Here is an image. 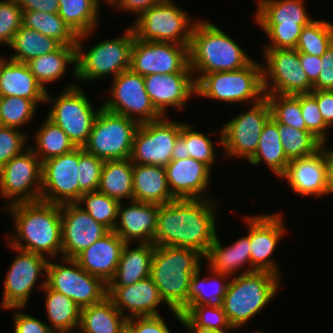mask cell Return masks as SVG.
<instances>
[{
	"label": "cell",
	"mask_w": 333,
	"mask_h": 333,
	"mask_svg": "<svg viewBox=\"0 0 333 333\" xmlns=\"http://www.w3.org/2000/svg\"><path fill=\"white\" fill-rule=\"evenodd\" d=\"M27 136L26 133L16 128L0 127V167L26 150L24 148H26Z\"/></svg>",
	"instance_id": "db71d44e"
},
{
	"label": "cell",
	"mask_w": 333,
	"mask_h": 333,
	"mask_svg": "<svg viewBox=\"0 0 333 333\" xmlns=\"http://www.w3.org/2000/svg\"><path fill=\"white\" fill-rule=\"evenodd\" d=\"M254 333H265V332H262V331H256V332H254Z\"/></svg>",
	"instance_id": "2644e50d"
},
{
	"label": "cell",
	"mask_w": 333,
	"mask_h": 333,
	"mask_svg": "<svg viewBox=\"0 0 333 333\" xmlns=\"http://www.w3.org/2000/svg\"><path fill=\"white\" fill-rule=\"evenodd\" d=\"M126 329L129 333H171L160 315L127 319Z\"/></svg>",
	"instance_id": "9f6ffc18"
},
{
	"label": "cell",
	"mask_w": 333,
	"mask_h": 333,
	"mask_svg": "<svg viewBox=\"0 0 333 333\" xmlns=\"http://www.w3.org/2000/svg\"><path fill=\"white\" fill-rule=\"evenodd\" d=\"M23 11H41L46 13H58V0H18Z\"/></svg>",
	"instance_id": "94428289"
},
{
	"label": "cell",
	"mask_w": 333,
	"mask_h": 333,
	"mask_svg": "<svg viewBox=\"0 0 333 333\" xmlns=\"http://www.w3.org/2000/svg\"><path fill=\"white\" fill-rule=\"evenodd\" d=\"M279 279L269 271H253L231 277L222 308L234 330L243 327L270 303L279 291Z\"/></svg>",
	"instance_id": "5b68a950"
},
{
	"label": "cell",
	"mask_w": 333,
	"mask_h": 333,
	"mask_svg": "<svg viewBox=\"0 0 333 333\" xmlns=\"http://www.w3.org/2000/svg\"><path fill=\"white\" fill-rule=\"evenodd\" d=\"M219 140L214 143L209 136V133L198 132L193 129L192 124L184 123V150L185 159L193 158L207 165L210 169L216 162L215 146L222 145V133L220 130ZM216 144V145H215Z\"/></svg>",
	"instance_id": "f6af8a7d"
},
{
	"label": "cell",
	"mask_w": 333,
	"mask_h": 333,
	"mask_svg": "<svg viewBox=\"0 0 333 333\" xmlns=\"http://www.w3.org/2000/svg\"><path fill=\"white\" fill-rule=\"evenodd\" d=\"M312 90H333V44L321 56V69Z\"/></svg>",
	"instance_id": "6f0895ef"
},
{
	"label": "cell",
	"mask_w": 333,
	"mask_h": 333,
	"mask_svg": "<svg viewBox=\"0 0 333 333\" xmlns=\"http://www.w3.org/2000/svg\"><path fill=\"white\" fill-rule=\"evenodd\" d=\"M58 5V15L81 40L97 29L99 8L95 0H58Z\"/></svg>",
	"instance_id": "f35d334b"
},
{
	"label": "cell",
	"mask_w": 333,
	"mask_h": 333,
	"mask_svg": "<svg viewBox=\"0 0 333 333\" xmlns=\"http://www.w3.org/2000/svg\"><path fill=\"white\" fill-rule=\"evenodd\" d=\"M252 60L221 28L205 20L195 22L189 45V66L196 83L205 74L238 70Z\"/></svg>",
	"instance_id": "3957f363"
},
{
	"label": "cell",
	"mask_w": 333,
	"mask_h": 333,
	"mask_svg": "<svg viewBox=\"0 0 333 333\" xmlns=\"http://www.w3.org/2000/svg\"><path fill=\"white\" fill-rule=\"evenodd\" d=\"M161 1L162 0H120L116 8L118 11L122 10L124 12H133V14H137L136 17H138L141 13L160 3Z\"/></svg>",
	"instance_id": "6125c7cd"
},
{
	"label": "cell",
	"mask_w": 333,
	"mask_h": 333,
	"mask_svg": "<svg viewBox=\"0 0 333 333\" xmlns=\"http://www.w3.org/2000/svg\"><path fill=\"white\" fill-rule=\"evenodd\" d=\"M173 0H162L135 18L131 26L134 36L143 41L190 45L196 22Z\"/></svg>",
	"instance_id": "30bf717a"
},
{
	"label": "cell",
	"mask_w": 333,
	"mask_h": 333,
	"mask_svg": "<svg viewBox=\"0 0 333 333\" xmlns=\"http://www.w3.org/2000/svg\"><path fill=\"white\" fill-rule=\"evenodd\" d=\"M130 69L140 75L192 72L189 66V45L143 41L134 36Z\"/></svg>",
	"instance_id": "ac0fdd59"
},
{
	"label": "cell",
	"mask_w": 333,
	"mask_h": 333,
	"mask_svg": "<svg viewBox=\"0 0 333 333\" xmlns=\"http://www.w3.org/2000/svg\"><path fill=\"white\" fill-rule=\"evenodd\" d=\"M299 59L309 82L313 85L320 74L321 57L299 52Z\"/></svg>",
	"instance_id": "91938a15"
},
{
	"label": "cell",
	"mask_w": 333,
	"mask_h": 333,
	"mask_svg": "<svg viewBox=\"0 0 333 333\" xmlns=\"http://www.w3.org/2000/svg\"><path fill=\"white\" fill-rule=\"evenodd\" d=\"M8 245L11 250L17 251V255L4 280L1 307L7 310L11 307L25 308L38 277H46L49 261L46 256Z\"/></svg>",
	"instance_id": "d6986e66"
},
{
	"label": "cell",
	"mask_w": 333,
	"mask_h": 333,
	"mask_svg": "<svg viewBox=\"0 0 333 333\" xmlns=\"http://www.w3.org/2000/svg\"><path fill=\"white\" fill-rule=\"evenodd\" d=\"M22 26L53 38L60 45L77 44L78 35L64 22L58 13L23 11Z\"/></svg>",
	"instance_id": "ab89813d"
},
{
	"label": "cell",
	"mask_w": 333,
	"mask_h": 333,
	"mask_svg": "<svg viewBox=\"0 0 333 333\" xmlns=\"http://www.w3.org/2000/svg\"><path fill=\"white\" fill-rule=\"evenodd\" d=\"M104 160L79 147V200L84 193L98 191Z\"/></svg>",
	"instance_id": "f907efd6"
},
{
	"label": "cell",
	"mask_w": 333,
	"mask_h": 333,
	"mask_svg": "<svg viewBox=\"0 0 333 333\" xmlns=\"http://www.w3.org/2000/svg\"><path fill=\"white\" fill-rule=\"evenodd\" d=\"M145 89L155 109L166 117L167 109H181L191 96H196L193 72L150 74L144 76Z\"/></svg>",
	"instance_id": "603a6c76"
},
{
	"label": "cell",
	"mask_w": 333,
	"mask_h": 333,
	"mask_svg": "<svg viewBox=\"0 0 333 333\" xmlns=\"http://www.w3.org/2000/svg\"><path fill=\"white\" fill-rule=\"evenodd\" d=\"M47 89L37 81L26 63L0 57V97L16 96L43 104Z\"/></svg>",
	"instance_id": "f546056e"
},
{
	"label": "cell",
	"mask_w": 333,
	"mask_h": 333,
	"mask_svg": "<svg viewBox=\"0 0 333 333\" xmlns=\"http://www.w3.org/2000/svg\"><path fill=\"white\" fill-rule=\"evenodd\" d=\"M310 94L316 99L324 122L333 126V90H312Z\"/></svg>",
	"instance_id": "680465c9"
},
{
	"label": "cell",
	"mask_w": 333,
	"mask_h": 333,
	"mask_svg": "<svg viewBox=\"0 0 333 333\" xmlns=\"http://www.w3.org/2000/svg\"><path fill=\"white\" fill-rule=\"evenodd\" d=\"M319 151L322 153L326 167V196L333 194V148L321 143Z\"/></svg>",
	"instance_id": "be15d7a7"
},
{
	"label": "cell",
	"mask_w": 333,
	"mask_h": 333,
	"mask_svg": "<svg viewBox=\"0 0 333 333\" xmlns=\"http://www.w3.org/2000/svg\"><path fill=\"white\" fill-rule=\"evenodd\" d=\"M122 333H129V331L127 329H125Z\"/></svg>",
	"instance_id": "89a4df30"
},
{
	"label": "cell",
	"mask_w": 333,
	"mask_h": 333,
	"mask_svg": "<svg viewBox=\"0 0 333 333\" xmlns=\"http://www.w3.org/2000/svg\"><path fill=\"white\" fill-rule=\"evenodd\" d=\"M131 159L104 160L98 191L122 202L133 200Z\"/></svg>",
	"instance_id": "8d00e7d4"
},
{
	"label": "cell",
	"mask_w": 333,
	"mask_h": 333,
	"mask_svg": "<svg viewBox=\"0 0 333 333\" xmlns=\"http://www.w3.org/2000/svg\"><path fill=\"white\" fill-rule=\"evenodd\" d=\"M126 243L113 230L79 253L74 260L79 266L105 284L113 279Z\"/></svg>",
	"instance_id": "4316f807"
},
{
	"label": "cell",
	"mask_w": 333,
	"mask_h": 333,
	"mask_svg": "<svg viewBox=\"0 0 333 333\" xmlns=\"http://www.w3.org/2000/svg\"><path fill=\"white\" fill-rule=\"evenodd\" d=\"M212 198L175 199L159 205L155 246L190 248L206 255L217 235Z\"/></svg>",
	"instance_id": "6da1fadb"
},
{
	"label": "cell",
	"mask_w": 333,
	"mask_h": 333,
	"mask_svg": "<svg viewBox=\"0 0 333 333\" xmlns=\"http://www.w3.org/2000/svg\"><path fill=\"white\" fill-rule=\"evenodd\" d=\"M126 324L127 318L106 296L99 303L81 308L77 333H122Z\"/></svg>",
	"instance_id": "d6a6232c"
},
{
	"label": "cell",
	"mask_w": 333,
	"mask_h": 333,
	"mask_svg": "<svg viewBox=\"0 0 333 333\" xmlns=\"http://www.w3.org/2000/svg\"><path fill=\"white\" fill-rule=\"evenodd\" d=\"M34 137L36 147H30L41 162L69 153L77 148L63 130L48 117Z\"/></svg>",
	"instance_id": "b9f144b4"
},
{
	"label": "cell",
	"mask_w": 333,
	"mask_h": 333,
	"mask_svg": "<svg viewBox=\"0 0 333 333\" xmlns=\"http://www.w3.org/2000/svg\"><path fill=\"white\" fill-rule=\"evenodd\" d=\"M41 289L45 292V310L51 323L49 327L55 333H77L80 324L81 308L66 295L50 289L46 279L42 281Z\"/></svg>",
	"instance_id": "836d02e7"
},
{
	"label": "cell",
	"mask_w": 333,
	"mask_h": 333,
	"mask_svg": "<svg viewBox=\"0 0 333 333\" xmlns=\"http://www.w3.org/2000/svg\"><path fill=\"white\" fill-rule=\"evenodd\" d=\"M155 245L137 243L131 249V243L123 247L113 279L107 287H125L150 276Z\"/></svg>",
	"instance_id": "4dcf8cb0"
},
{
	"label": "cell",
	"mask_w": 333,
	"mask_h": 333,
	"mask_svg": "<svg viewBox=\"0 0 333 333\" xmlns=\"http://www.w3.org/2000/svg\"><path fill=\"white\" fill-rule=\"evenodd\" d=\"M79 147L42 162L41 200L57 205L79 201Z\"/></svg>",
	"instance_id": "ffe728a7"
},
{
	"label": "cell",
	"mask_w": 333,
	"mask_h": 333,
	"mask_svg": "<svg viewBox=\"0 0 333 333\" xmlns=\"http://www.w3.org/2000/svg\"><path fill=\"white\" fill-rule=\"evenodd\" d=\"M245 219L248 234L239 238L235 243L224 247L220 243L218 235H216L214 242L203 258L208 261V269L234 277L235 273L247 264L240 274L251 272L250 216L248 215ZM247 266L248 268H246Z\"/></svg>",
	"instance_id": "f1b7e54d"
},
{
	"label": "cell",
	"mask_w": 333,
	"mask_h": 333,
	"mask_svg": "<svg viewBox=\"0 0 333 333\" xmlns=\"http://www.w3.org/2000/svg\"><path fill=\"white\" fill-rule=\"evenodd\" d=\"M300 107L307 131L321 143H327L329 126L322 118L316 99L310 93L300 94Z\"/></svg>",
	"instance_id": "816d5d0a"
},
{
	"label": "cell",
	"mask_w": 333,
	"mask_h": 333,
	"mask_svg": "<svg viewBox=\"0 0 333 333\" xmlns=\"http://www.w3.org/2000/svg\"><path fill=\"white\" fill-rule=\"evenodd\" d=\"M266 63L262 64L265 94L296 95L310 93L309 82L296 49H263ZM271 80L270 84L269 81Z\"/></svg>",
	"instance_id": "4fadbf2b"
},
{
	"label": "cell",
	"mask_w": 333,
	"mask_h": 333,
	"mask_svg": "<svg viewBox=\"0 0 333 333\" xmlns=\"http://www.w3.org/2000/svg\"><path fill=\"white\" fill-rule=\"evenodd\" d=\"M185 159L184 150V124L181 127V132L176 138L174 149L172 151V160Z\"/></svg>",
	"instance_id": "03108f58"
},
{
	"label": "cell",
	"mask_w": 333,
	"mask_h": 333,
	"mask_svg": "<svg viewBox=\"0 0 333 333\" xmlns=\"http://www.w3.org/2000/svg\"><path fill=\"white\" fill-rule=\"evenodd\" d=\"M280 213L250 216L251 272L269 271L281 276L278 264L271 258L286 232Z\"/></svg>",
	"instance_id": "7402d4cb"
},
{
	"label": "cell",
	"mask_w": 333,
	"mask_h": 333,
	"mask_svg": "<svg viewBox=\"0 0 333 333\" xmlns=\"http://www.w3.org/2000/svg\"><path fill=\"white\" fill-rule=\"evenodd\" d=\"M133 200L163 205L174 201L165 168L133 163Z\"/></svg>",
	"instance_id": "1f68e13d"
},
{
	"label": "cell",
	"mask_w": 333,
	"mask_h": 333,
	"mask_svg": "<svg viewBox=\"0 0 333 333\" xmlns=\"http://www.w3.org/2000/svg\"><path fill=\"white\" fill-rule=\"evenodd\" d=\"M179 313L185 315L196 327L228 332L234 330L222 307L186 305Z\"/></svg>",
	"instance_id": "681fc988"
},
{
	"label": "cell",
	"mask_w": 333,
	"mask_h": 333,
	"mask_svg": "<svg viewBox=\"0 0 333 333\" xmlns=\"http://www.w3.org/2000/svg\"><path fill=\"white\" fill-rule=\"evenodd\" d=\"M209 270L208 273L211 276L208 275L203 279L201 278L202 266L192 275L187 305L223 307V299L231 277Z\"/></svg>",
	"instance_id": "74e56055"
},
{
	"label": "cell",
	"mask_w": 333,
	"mask_h": 333,
	"mask_svg": "<svg viewBox=\"0 0 333 333\" xmlns=\"http://www.w3.org/2000/svg\"><path fill=\"white\" fill-rule=\"evenodd\" d=\"M59 46L60 44L53 38L21 26L9 46L15 52L10 60L26 63L35 57L53 52Z\"/></svg>",
	"instance_id": "60d3db41"
},
{
	"label": "cell",
	"mask_w": 333,
	"mask_h": 333,
	"mask_svg": "<svg viewBox=\"0 0 333 333\" xmlns=\"http://www.w3.org/2000/svg\"><path fill=\"white\" fill-rule=\"evenodd\" d=\"M97 222L114 230L120 201L99 191L84 193L77 202ZM83 204V205H82Z\"/></svg>",
	"instance_id": "bcb514c9"
},
{
	"label": "cell",
	"mask_w": 333,
	"mask_h": 333,
	"mask_svg": "<svg viewBox=\"0 0 333 333\" xmlns=\"http://www.w3.org/2000/svg\"><path fill=\"white\" fill-rule=\"evenodd\" d=\"M21 26L22 10L18 0H0V44L9 47Z\"/></svg>",
	"instance_id": "f5cc1de1"
},
{
	"label": "cell",
	"mask_w": 333,
	"mask_h": 333,
	"mask_svg": "<svg viewBox=\"0 0 333 333\" xmlns=\"http://www.w3.org/2000/svg\"><path fill=\"white\" fill-rule=\"evenodd\" d=\"M42 162L27 147L0 167V195L8 200V207L15 203L41 200Z\"/></svg>",
	"instance_id": "7c38bea8"
},
{
	"label": "cell",
	"mask_w": 333,
	"mask_h": 333,
	"mask_svg": "<svg viewBox=\"0 0 333 333\" xmlns=\"http://www.w3.org/2000/svg\"><path fill=\"white\" fill-rule=\"evenodd\" d=\"M172 314L185 326L189 333H227V331L196 327L185 315H181L178 311L173 310Z\"/></svg>",
	"instance_id": "e7e4bbea"
},
{
	"label": "cell",
	"mask_w": 333,
	"mask_h": 333,
	"mask_svg": "<svg viewBox=\"0 0 333 333\" xmlns=\"http://www.w3.org/2000/svg\"><path fill=\"white\" fill-rule=\"evenodd\" d=\"M63 90L56 98H51L47 92L45 103L51 104L47 117L63 130L76 147H83L102 105L93 109L76 82L68 84Z\"/></svg>",
	"instance_id": "9c48e42d"
},
{
	"label": "cell",
	"mask_w": 333,
	"mask_h": 333,
	"mask_svg": "<svg viewBox=\"0 0 333 333\" xmlns=\"http://www.w3.org/2000/svg\"><path fill=\"white\" fill-rule=\"evenodd\" d=\"M107 296L127 319L159 316L157 307L164 302L150 276L125 287H107Z\"/></svg>",
	"instance_id": "484cf974"
},
{
	"label": "cell",
	"mask_w": 333,
	"mask_h": 333,
	"mask_svg": "<svg viewBox=\"0 0 333 333\" xmlns=\"http://www.w3.org/2000/svg\"><path fill=\"white\" fill-rule=\"evenodd\" d=\"M333 44V24L324 20H312L304 26L296 50L321 57Z\"/></svg>",
	"instance_id": "ee69618b"
},
{
	"label": "cell",
	"mask_w": 333,
	"mask_h": 333,
	"mask_svg": "<svg viewBox=\"0 0 333 333\" xmlns=\"http://www.w3.org/2000/svg\"><path fill=\"white\" fill-rule=\"evenodd\" d=\"M278 132L289 161L314 155L321 142L307 130H298L278 123Z\"/></svg>",
	"instance_id": "7bdbcfd3"
},
{
	"label": "cell",
	"mask_w": 333,
	"mask_h": 333,
	"mask_svg": "<svg viewBox=\"0 0 333 333\" xmlns=\"http://www.w3.org/2000/svg\"><path fill=\"white\" fill-rule=\"evenodd\" d=\"M62 265L48 262L46 285L71 298L80 308L101 302L107 284L83 270L74 259L61 258ZM64 263V264H63Z\"/></svg>",
	"instance_id": "5bb4252c"
},
{
	"label": "cell",
	"mask_w": 333,
	"mask_h": 333,
	"mask_svg": "<svg viewBox=\"0 0 333 333\" xmlns=\"http://www.w3.org/2000/svg\"><path fill=\"white\" fill-rule=\"evenodd\" d=\"M110 97L102 107L107 111L124 115L138 124L156 121L163 116L155 109L148 96L144 77L131 69L113 78Z\"/></svg>",
	"instance_id": "2e32d148"
},
{
	"label": "cell",
	"mask_w": 333,
	"mask_h": 333,
	"mask_svg": "<svg viewBox=\"0 0 333 333\" xmlns=\"http://www.w3.org/2000/svg\"><path fill=\"white\" fill-rule=\"evenodd\" d=\"M9 310L16 309L14 314V333H55L50 327L49 323H44L36 317L30 316L19 309L23 307H11Z\"/></svg>",
	"instance_id": "11a10c76"
},
{
	"label": "cell",
	"mask_w": 333,
	"mask_h": 333,
	"mask_svg": "<svg viewBox=\"0 0 333 333\" xmlns=\"http://www.w3.org/2000/svg\"><path fill=\"white\" fill-rule=\"evenodd\" d=\"M16 232L6 234L15 248L56 258L62 254L61 205L44 202L15 203L5 207Z\"/></svg>",
	"instance_id": "7a4b0ae2"
},
{
	"label": "cell",
	"mask_w": 333,
	"mask_h": 333,
	"mask_svg": "<svg viewBox=\"0 0 333 333\" xmlns=\"http://www.w3.org/2000/svg\"><path fill=\"white\" fill-rule=\"evenodd\" d=\"M138 126L136 121L102 107L83 149L103 160L129 159Z\"/></svg>",
	"instance_id": "8fae6325"
},
{
	"label": "cell",
	"mask_w": 333,
	"mask_h": 333,
	"mask_svg": "<svg viewBox=\"0 0 333 333\" xmlns=\"http://www.w3.org/2000/svg\"><path fill=\"white\" fill-rule=\"evenodd\" d=\"M280 178L302 197L326 196V167L320 151L309 157L291 160Z\"/></svg>",
	"instance_id": "83f0119b"
},
{
	"label": "cell",
	"mask_w": 333,
	"mask_h": 333,
	"mask_svg": "<svg viewBox=\"0 0 333 333\" xmlns=\"http://www.w3.org/2000/svg\"><path fill=\"white\" fill-rule=\"evenodd\" d=\"M164 168L174 199H208L212 170L207 165L189 157L171 160Z\"/></svg>",
	"instance_id": "cb8c5ba5"
},
{
	"label": "cell",
	"mask_w": 333,
	"mask_h": 333,
	"mask_svg": "<svg viewBox=\"0 0 333 333\" xmlns=\"http://www.w3.org/2000/svg\"><path fill=\"white\" fill-rule=\"evenodd\" d=\"M196 95L228 103H256L265 97L262 65L252 60L234 70L205 74L196 83Z\"/></svg>",
	"instance_id": "52a82bcc"
},
{
	"label": "cell",
	"mask_w": 333,
	"mask_h": 333,
	"mask_svg": "<svg viewBox=\"0 0 333 333\" xmlns=\"http://www.w3.org/2000/svg\"><path fill=\"white\" fill-rule=\"evenodd\" d=\"M103 1L107 2L108 4H110V5L114 6V7H116L119 4V2H120V0H103ZM95 2H96V5L99 8V6H100L99 4L102 2V0L101 1L100 0H95Z\"/></svg>",
	"instance_id": "003e7915"
},
{
	"label": "cell",
	"mask_w": 333,
	"mask_h": 333,
	"mask_svg": "<svg viewBox=\"0 0 333 333\" xmlns=\"http://www.w3.org/2000/svg\"><path fill=\"white\" fill-rule=\"evenodd\" d=\"M134 32L130 27L118 38L96 43L84 52L81 37L76 44V80L95 81L108 75L115 78L121 72L130 69L131 48Z\"/></svg>",
	"instance_id": "ba28073f"
},
{
	"label": "cell",
	"mask_w": 333,
	"mask_h": 333,
	"mask_svg": "<svg viewBox=\"0 0 333 333\" xmlns=\"http://www.w3.org/2000/svg\"><path fill=\"white\" fill-rule=\"evenodd\" d=\"M26 64L44 89L46 84L63 77L68 64L75 65L72 73L76 79V45H60L53 52L35 57Z\"/></svg>",
	"instance_id": "e575fe53"
},
{
	"label": "cell",
	"mask_w": 333,
	"mask_h": 333,
	"mask_svg": "<svg viewBox=\"0 0 333 333\" xmlns=\"http://www.w3.org/2000/svg\"><path fill=\"white\" fill-rule=\"evenodd\" d=\"M270 104L271 116L280 124L298 130H307L300 107V94H265Z\"/></svg>",
	"instance_id": "7dc6e473"
},
{
	"label": "cell",
	"mask_w": 333,
	"mask_h": 333,
	"mask_svg": "<svg viewBox=\"0 0 333 333\" xmlns=\"http://www.w3.org/2000/svg\"><path fill=\"white\" fill-rule=\"evenodd\" d=\"M37 105L34 100L22 97H0L2 126L18 129L26 125L36 114Z\"/></svg>",
	"instance_id": "c3c4849f"
},
{
	"label": "cell",
	"mask_w": 333,
	"mask_h": 333,
	"mask_svg": "<svg viewBox=\"0 0 333 333\" xmlns=\"http://www.w3.org/2000/svg\"><path fill=\"white\" fill-rule=\"evenodd\" d=\"M120 202L114 227L125 243H151L157 230L159 205L131 200L127 207ZM134 240V241H133Z\"/></svg>",
	"instance_id": "d4e9b609"
},
{
	"label": "cell",
	"mask_w": 333,
	"mask_h": 333,
	"mask_svg": "<svg viewBox=\"0 0 333 333\" xmlns=\"http://www.w3.org/2000/svg\"><path fill=\"white\" fill-rule=\"evenodd\" d=\"M204 256L190 248L155 246L150 277L170 311L180 312L188 304L192 275Z\"/></svg>",
	"instance_id": "277c9868"
},
{
	"label": "cell",
	"mask_w": 333,
	"mask_h": 333,
	"mask_svg": "<svg viewBox=\"0 0 333 333\" xmlns=\"http://www.w3.org/2000/svg\"><path fill=\"white\" fill-rule=\"evenodd\" d=\"M270 117V104L265 96L220 128L221 147L226 157L249 160L257 150L262 129Z\"/></svg>",
	"instance_id": "9a60e30c"
},
{
	"label": "cell",
	"mask_w": 333,
	"mask_h": 333,
	"mask_svg": "<svg viewBox=\"0 0 333 333\" xmlns=\"http://www.w3.org/2000/svg\"><path fill=\"white\" fill-rule=\"evenodd\" d=\"M262 161L279 178L286 172L290 162L280 140L278 122L272 116L262 129L255 154L248 160L253 165Z\"/></svg>",
	"instance_id": "d590c367"
},
{
	"label": "cell",
	"mask_w": 333,
	"mask_h": 333,
	"mask_svg": "<svg viewBox=\"0 0 333 333\" xmlns=\"http://www.w3.org/2000/svg\"><path fill=\"white\" fill-rule=\"evenodd\" d=\"M305 0H258L255 23L270 44L264 48L295 49L304 26L313 19L306 11Z\"/></svg>",
	"instance_id": "8992f818"
},
{
	"label": "cell",
	"mask_w": 333,
	"mask_h": 333,
	"mask_svg": "<svg viewBox=\"0 0 333 333\" xmlns=\"http://www.w3.org/2000/svg\"><path fill=\"white\" fill-rule=\"evenodd\" d=\"M110 230L77 203L61 205V258L74 259Z\"/></svg>",
	"instance_id": "44dd1931"
},
{
	"label": "cell",
	"mask_w": 333,
	"mask_h": 333,
	"mask_svg": "<svg viewBox=\"0 0 333 333\" xmlns=\"http://www.w3.org/2000/svg\"><path fill=\"white\" fill-rule=\"evenodd\" d=\"M184 123L165 116L139 124L133 138L131 162L165 167L172 160L176 138Z\"/></svg>",
	"instance_id": "e0dca14e"
},
{
	"label": "cell",
	"mask_w": 333,
	"mask_h": 333,
	"mask_svg": "<svg viewBox=\"0 0 333 333\" xmlns=\"http://www.w3.org/2000/svg\"><path fill=\"white\" fill-rule=\"evenodd\" d=\"M2 126L1 108H0V127Z\"/></svg>",
	"instance_id": "a7ac6f4b"
}]
</instances>
